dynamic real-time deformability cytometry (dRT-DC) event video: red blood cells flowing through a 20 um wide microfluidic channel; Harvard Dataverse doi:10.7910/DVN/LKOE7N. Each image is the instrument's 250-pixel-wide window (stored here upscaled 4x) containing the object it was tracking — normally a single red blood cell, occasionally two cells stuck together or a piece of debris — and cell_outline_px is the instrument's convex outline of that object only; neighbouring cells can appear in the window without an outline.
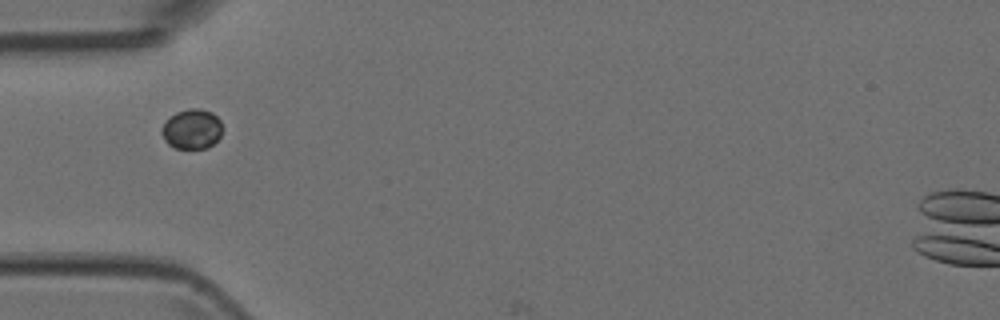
{"species": "Egyptian fruit bat (a non-hibernating species)", "species_latin": "Rousettus aegyptiacus", "temperature_condition": "room temperature", "stored_images_in_passage": 6, "camera_frame_rate_fps": 3000, "um_per_image_px": 0.085, "animal": {"sex": "female"}, "frame": {"image": 1, "passage_image": 5, "time_ms": 4.667, "image_size_px": [1000, 320], "cell_outline_px": [[220, 136], [208, 148], [176, 148], [168, 144], [164, 140], [160, 132], [160, 128], [176, 112], [188, 108], [200, 108], [212, 112], [220, 120]], "centroid_in_image_um": [16.28, 10.96], "position_along_channel_um": 68.7, "area_um2": 13.99}}